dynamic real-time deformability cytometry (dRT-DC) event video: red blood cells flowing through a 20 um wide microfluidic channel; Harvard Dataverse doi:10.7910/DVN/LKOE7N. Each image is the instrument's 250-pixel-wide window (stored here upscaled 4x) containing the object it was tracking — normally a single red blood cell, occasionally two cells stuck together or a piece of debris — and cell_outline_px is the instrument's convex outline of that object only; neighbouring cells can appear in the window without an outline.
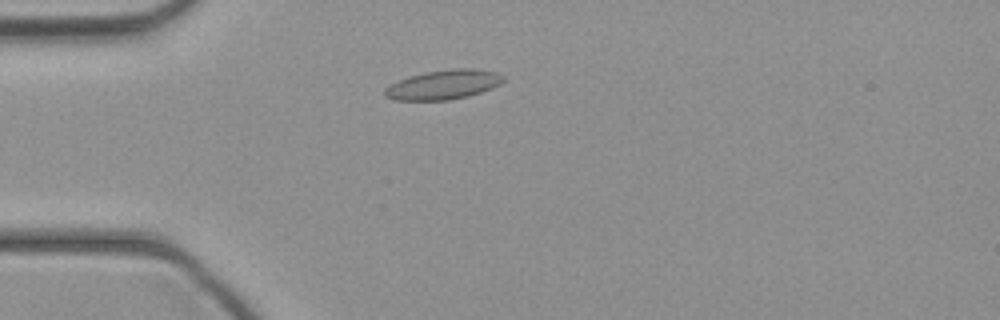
{"species": "common noctule bat (a hibernating species)", "species_latin": "Nyctalus noctula", "temperature_condition": "cold", "stored_images_in_passage": 42, "camera_frame_rate_fps": 3000, "um_per_image_px": 0.085, "animal": {"sex": "female", "body_mass_g": 21.9}, "frame": {"image": 1, "passage_image": 9, "time_ms": 2.667, "image_size_px": [1000, 320], "cell_outline_px": [[504, 80], [500, 84], [492, 88], [468, 96], [448, 100], [392, 100], [384, 96], [384, 88], [400, 80], [424, 72], [452, 68], [476, 68], [500, 72], [504, 76]], "centroid_in_image_um": [37.73, 7.19], "position_along_channel_um": 47.3, "area_um2": 20.46}}
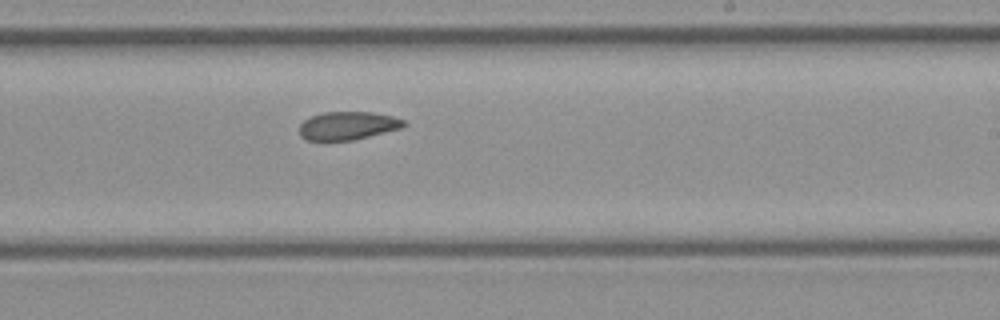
{"frame": {"image": 2, "passage_image": 24, "time_ms": 7.667, "image_size_px": [1000, 320], "cell_outline_px": [[408, 124], [400, 128], [352, 140], [304, 140], [300, 136], [300, 124], [304, 120], [312, 116], [324, 112], [372, 112], [392, 116], [404, 120]], "centroid_in_image_um": [29.54, 10.68], "position_along_channel_um": 259.5, "area_um2": 16.99}}
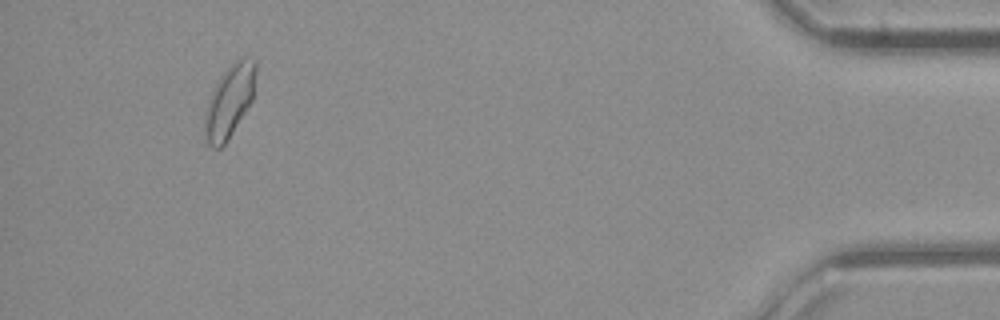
{"frame": {"image": 3, "passage_image": 39, "time_ms": 12.667, "image_size_px": [1000, 320], "cell_outline_px": [[256, 72], [252, 100], [228, 140], [220, 148], [212, 148], [208, 144], [204, 128], [204, 116], [208, 100], [220, 76], [240, 56], [244, 56], [256, 60]], "centroid_in_image_um": [19.51, 8.59], "position_along_channel_um": 415.7, "area_um2": 21.39}}